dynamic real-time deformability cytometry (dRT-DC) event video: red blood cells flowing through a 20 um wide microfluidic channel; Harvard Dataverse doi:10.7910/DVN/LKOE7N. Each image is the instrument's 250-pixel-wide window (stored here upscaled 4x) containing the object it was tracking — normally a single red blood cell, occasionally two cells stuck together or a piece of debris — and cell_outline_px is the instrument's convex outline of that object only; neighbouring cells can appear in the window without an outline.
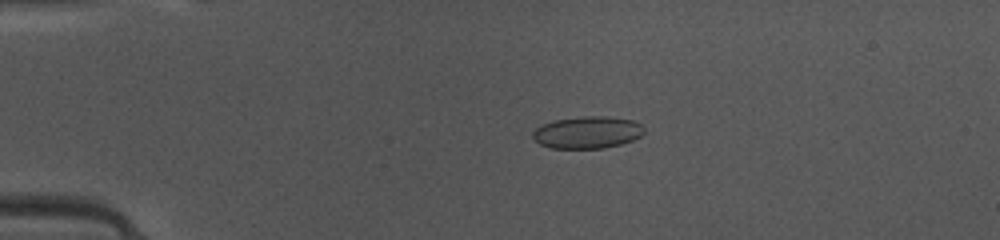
{"species": "common noctule bat (a hibernating species)", "species_latin": "Nyctalus noctula", "temperature_condition": "warm", "stored_images_in_passage": 48, "camera_frame_rate_fps": 3000, "um_per_image_px": 0.085, "animal": {"sex": "female", "body_mass_g": 10.0, "forearm_length_mm": 53.1}, "frame": {"image": 1, "passage_image": 11, "time_ms": 3.333, "image_size_px": [1000, 240], "cell_outline_px": [[644, 132], [640, 136], [632, 140], [620, 144], [604, 148], [552, 148], [540, 144], [532, 136], [532, 132], [536, 128], [544, 124], [556, 120], [584, 116], [604, 116], [632, 120], [640, 124], [644, 128]], "centroid_in_image_um": [49.93, 11.25], "position_along_channel_um": 35.1, "area_um2": 20.58}}
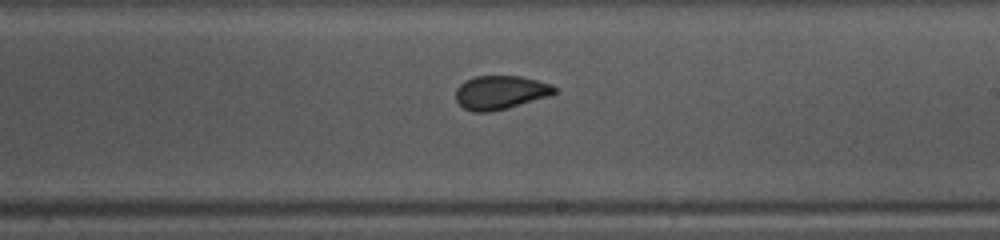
{"frame": {"image": 2, "passage_image": 29, "time_ms": 9.333, "image_size_px": [1000, 240], "cell_outline_px": [[560, 88], [552, 96], [488, 112], [472, 112], [464, 108], [456, 100], [456, 88], [464, 80], [476, 76], [520, 76], [552, 84]], "centroid_in_image_um": [42.56, 7.84], "position_along_channel_um": 246.4, "area_um2": 19.48}}
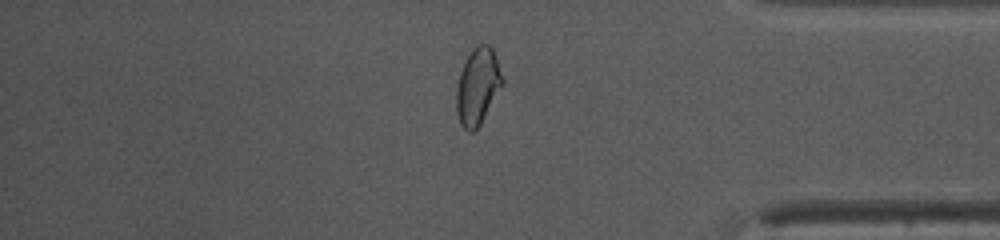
{"frame": {"image": 3, "passage_image": 41, "time_ms": 13.333, "image_size_px": [1000, 240], "cell_outline_px": [[504, 84], [480, 124], [472, 132], [468, 132], [460, 124], [456, 112], [456, 88], [460, 72], [472, 48], [476, 44], [488, 44], [492, 48], [504, 80]], "centroid_in_image_um": [40.6, 7.34], "position_along_channel_um": 394.6, "area_um2": 20.52}, "authors_computed_cell_mechanics": {"area_um2": 20.3456, "velocity_mm_per_s": 4.159, "shape_relaxation_time_tau1_ms": 11.0512, "shape_relaxation_time_tau2_ms": 0.9858, "deformation_change_tau1": 0.1991, "deformation_change_tau2": 0.0524}}